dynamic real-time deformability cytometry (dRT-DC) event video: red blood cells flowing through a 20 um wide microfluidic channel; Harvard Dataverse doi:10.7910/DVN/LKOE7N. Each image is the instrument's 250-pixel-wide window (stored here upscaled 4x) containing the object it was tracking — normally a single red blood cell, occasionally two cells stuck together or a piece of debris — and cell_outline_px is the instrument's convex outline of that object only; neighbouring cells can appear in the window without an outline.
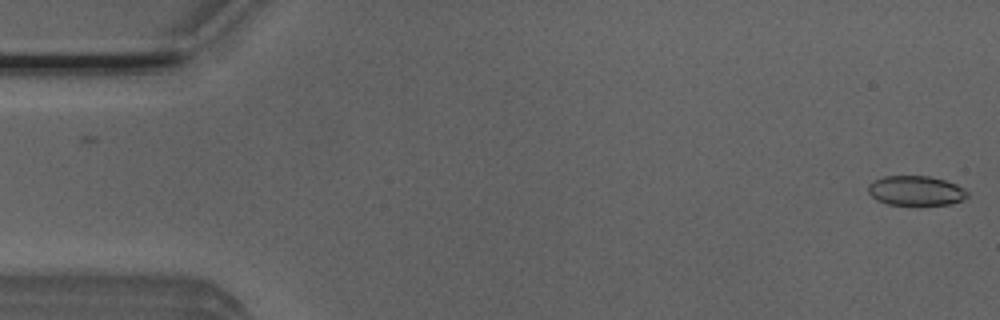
{"species": "Egyptian fruit bat (a non-hibernating species)", "species_latin": "Rousettus aegyptiacus", "temperature_condition": "room temperature", "stored_images_in_passage": 2, "camera_frame_rate_fps": 3000, "um_per_image_px": 0.085, "animal": {"sex": "male"}, "frame": {"image": 1, "passage_image": 2, "time_ms": 0.333, "image_size_px": [1000, 320], "cell_outline_px": [[968, 196], [964, 200], [948, 204], [888, 204], [876, 200], [868, 192], [868, 184], [872, 180], [884, 176], [928, 176], [944, 180], [956, 184], [964, 188], [968, 192]], "centroid_in_image_um": [77.83, 16.2], "position_along_channel_um": 7.2, "area_um2": 17.11}}